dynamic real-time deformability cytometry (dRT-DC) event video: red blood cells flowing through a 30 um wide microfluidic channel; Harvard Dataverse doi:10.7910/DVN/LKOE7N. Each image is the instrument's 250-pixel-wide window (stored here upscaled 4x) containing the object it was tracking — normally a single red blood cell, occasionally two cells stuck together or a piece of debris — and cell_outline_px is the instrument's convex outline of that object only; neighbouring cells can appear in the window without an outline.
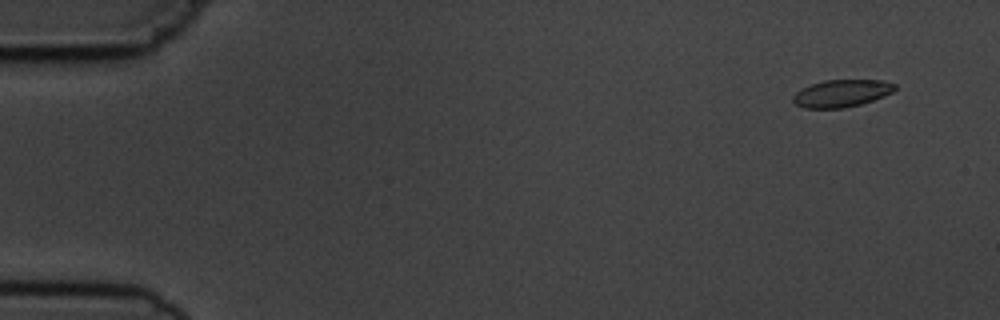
{"species": "common noctule bat (a hibernating species)", "species_latin": "Nyctalus noctula", "temperature_condition": "cold", "stored_images_in_passage": 5, "camera_frame_rate_fps": 3000, "um_per_image_px": 0.085, "animal": {"sex": "male", "body_mass_g": 19.5, "forearm_length_mm": 54.6}, "frame": {"image": 1, "passage_image": 2, "time_ms": 1.0, "image_size_px": [1000, 320], "cell_outline_px": [[896, 88], [892, 92], [884, 96], [860, 104], [844, 108], [804, 108], [796, 104], [792, 100], [792, 96], [800, 88], [824, 80], [884, 80], [896, 84]], "centroid_in_image_um": [71.52, 7.92], "position_along_channel_um": 13.5, "area_um2": 16.24}}